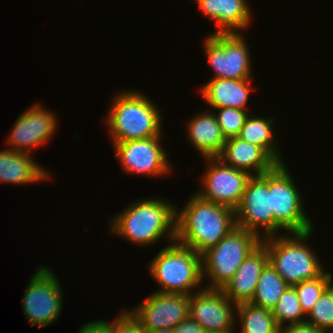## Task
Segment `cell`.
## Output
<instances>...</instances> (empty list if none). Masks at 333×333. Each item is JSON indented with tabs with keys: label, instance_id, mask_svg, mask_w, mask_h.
<instances>
[{
	"label": "cell",
	"instance_id": "f1b7e54d",
	"mask_svg": "<svg viewBox=\"0 0 333 333\" xmlns=\"http://www.w3.org/2000/svg\"><path fill=\"white\" fill-rule=\"evenodd\" d=\"M112 322V333H145L141 324L126 310H122Z\"/></svg>",
	"mask_w": 333,
	"mask_h": 333
},
{
	"label": "cell",
	"instance_id": "6da1fadb",
	"mask_svg": "<svg viewBox=\"0 0 333 333\" xmlns=\"http://www.w3.org/2000/svg\"><path fill=\"white\" fill-rule=\"evenodd\" d=\"M236 227L235 211L204 200L197 193L176 208L175 241L202 254Z\"/></svg>",
	"mask_w": 333,
	"mask_h": 333
},
{
	"label": "cell",
	"instance_id": "e0dca14e",
	"mask_svg": "<svg viewBox=\"0 0 333 333\" xmlns=\"http://www.w3.org/2000/svg\"><path fill=\"white\" fill-rule=\"evenodd\" d=\"M268 263L267 250L260 244L247 256L235 275L221 289L222 292L236 305L249 303L254 297L258 279Z\"/></svg>",
	"mask_w": 333,
	"mask_h": 333
},
{
	"label": "cell",
	"instance_id": "d6a6232c",
	"mask_svg": "<svg viewBox=\"0 0 333 333\" xmlns=\"http://www.w3.org/2000/svg\"><path fill=\"white\" fill-rule=\"evenodd\" d=\"M145 333H173V329H158L154 331H145Z\"/></svg>",
	"mask_w": 333,
	"mask_h": 333
},
{
	"label": "cell",
	"instance_id": "5b68a950",
	"mask_svg": "<svg viewBox=\"0 0 333 333\" xmlns=\"http://www.w3.org/2000/svg\"><path fill=\"white\" fill-rule=\"evenodd\" d=\"M149 264L150 275L161 286L156 292L191 295L194 288L201 290L202 256L193 249L175 241L161 249Z\"/></svg>",
	"mask_w": 333,
	"mask_h": 333
},
{
	"label": "cell",
	"instance_id": "ba28073f",
	"mask_svg": "<svg viewBox=\"0 0 333 333\" xmlns=\"http://www.w3.org/2000/svg\"><path fill=\"white\" fill-rule=\"evenodd\" d=\"M49 267L37 268L26 287L22 308L28 324L47 327L55 323L62 313L60 280Z\"/></svg>",
	"mask_w": 333,
	"mask_h": 333
},
{
	"label": "cell",
	"instance_id": "8fae6325",
	"mask_svg": "<svg viewBox=\"0 0 333 333\" xmlns=\"http://www.w3.org/2000/svg\"><path fill=\"white\" fill-rule=\"evenodd\" d=\"M207 163L201 180L203 188L197 194L204 200L236 210L239 206L248 180L249 173L225 165L219 158H204Z\"/></svg>",
	"mask_w": 333,
	"mask_h": 333
},
{
	"label": "cell",
	"instance_id": "30bf717a",
	"mask_svg": "<svg viewBox=\"0 0 333 333\" xmlns=\"http://www.w3.org/2000/svg\"><path fill=\"white\" fill-rule=\"evenodd\" d=\"M235 221L237 227L253 232L261 239L274 236L269 172L252 176L248 180L241 202L235 210ZM260 227L264 228L263 234L260 233Z\"/></svg>",
	"mask_w": 333,
	"mask_h": 333
},
{
	"label": "cell",
	"instance_id": "277c9868",
	"mask_svg": "<svg viewBox=\"0 0 333 333\" xmlns=\"http://www.w3.org/2000/svg\"><path fill=\"white\" fill-rule=\"evenodd\" d=\"M312 232L313 230L292 233L291 236L288 233L261 239V244L267 250L269 263L288 286L294 287L302 281L315 279L325 271L307 243Z\"/></svg>",
	"mask_w": 333,
	"mask_h": 333
},
{
	"label": "cell",
	"instance_id": "44dd1931",
	"mask_svg": "<svg viewBox=\"0 0 333 333\" xmlns=\"http://www.w3.org/2000/svg\"><path fill=\"white\" fill-rule=\"evenodd\" d=\"M187 123L190 143L203 158L218 157L224 148L226 138L217 123L213 111H205L194 115Z\"/></svg>",
	"mask_w": 333,
	"mask_h": 333
},
{
	"label": "cell",
	"instance_id": "7402d4cb",
	"mask_svg": "<svg viewBox=\"0 0 333 333\" xmlns=\"http://www.w3.org/2000/svg\"><path fill=\"white\" fill-rule=\"evenodd\" d=\"M273 125H275L274 117L260 118L251 114V117L247 116L237 137L262 147L278 164H283L284 161L279 155V146H277L275 135L272 133L274 131Z\"/></svg>",
	"mask_w": 333,
	"mask_h": 333
},
{
	"label": "cell",
	"instance_id": "8992f818",
	"mask_svg": "<svg viewBox=\"0 0 333 333\" xmlns=\"http://www.w3.org/2000/svg\"><path fill=\"white\" fill-rule=\"evenodd\" d=\"M261 244L255 233L235 227L202 256V279L210 281L208 289H222L235 275L247 256ZM205 275V276H204Z\"/></svg>",
	"mask_w": 333,
	"mask_h": 333
},
{
	"label": "cell",
	"instance_id": "9a60e30c",
	"mask_svg": "<svg viewBox=\"0 0 333 333\" xmlns=\"http://www.w3.org/2000/svg\"><path fill=\"white\" fill-rule=\"evenodd\" d=\"M13 125L7 139L9 149L30 154L31 148L44 145L52 138L58 124L55 113L35 104L21 113Z\"/></svg>",
	"mask_w": 333,
	"mask_h": 333
},
{
	"label": "cell",
	"instance_id": "cb8c5ba5",
	"mask_svg": "<svg viewBox=\"0 0 333 333\" xmlns=\"http://www.w3.org/2000/svg\"><path fill=\"white\" fill-rule=\"evenodd\" d=\"M241 323L240 333H277L279 326L276 323L272 310L258 307L249 303L238 304L235 310Z\"/></svg>",
	"mask_w": 333,
	"mask_h": 333
},
{
	"label": "cell",
	"instance_id": "d4e9b609",
	"mask_svg": "<svg viewBox=\"0 0 333 333\" xmlns=\"http://www.w3.org/2000/svg\"><path fill=\"white\" fill-rule=\"evenodd\" d=\"M272 312L279 327L284 326V322L287 324L303 323L307 316L302 310L295 287L291 286L286 288Z\"/></svg>",
	"mask_w": 333,
	"mask_h": 333
},
{
	"label": "cell",
	"instance_id": "7c38bea8",
	"mask_svg": "<svg viewBox=\"0 0 333 333\" xmlns=\"http://www.w3.org/2000/svg\"><path fill=\"white\" fill-rule=\"evenodd\" d=\"M162 137L113 143L116 157L124 172L149 177L167 176L172 170L161 144Z\"/></svg>",
	"mask_w": 333,
	"mask_h": 333
},
{
	"label": "cell",
	"instance_id": "1f68e13d",
	"mask_svg": "<svg viewBox=\"0 0 333 333\" xmlns=\"http://www.w3.org/2000/svg\"><path fill=\"white\" fill-rule=\"evenodd\" d=\"M173 333H205V330L190 317L181 321L174 329Z\"/></svg>",
	"mask_w": 333,
	"mask_h": 333
},
{
	"label": "cell",
	"instance_id": "ffe728a7",
	"mask_svg": "<svg viewBox=\"0 0 333 333\" xmlns=\"http://www.w3.org/2000/svg\"><path fill=\"white\" fill-rule=\"evenodd\" d=\"M251 79H211L200 88L202 97L209 108H236L247 110V103L252 86Z\"/></svg>",
	"mask_w": 333,
	"mask_h": 333
},
{
	"label": "cell",
	"instance_id": "52a82bcc",
	"mask_svg": "<svg viewBox=\"0 0 333 333\" xmlns=\"http://www.w3.org/2000/svg\"><path fill=\"white\" fill-rule=\"evenodd\" d=\"M285 163L278 164L269 172L271 210L274 213V236L278 230L284 233H305L313 230V221L303 209V196ZM286 231V232H285Z\"/></svg>",
	"mask_w": 333,
	"mask_h": 333
},
{
	"label": "cell",
	"instance_id": "d6986e66",
	"mask_svg": "<svg viewBox=\"0 0 333 333\" xmlns=\"http://www.w3.org/2000/svg\"><path fill=\"white\" fill-rule=\"evenodd\" d=\"M27 152L0 150V181L14 185L46 181L50 174Z\"/></svg>",
	"mask_w": 333,
	"mask_h": 333
},
{
	"label": "cell",
	"instance_id": "f546056e",
	"mask_svg": "<svg viewBox=\"0 0 333 333\" xmlns=\"http://www.w3.org/2000/svg\"><path fill=\"white\" fill-rule=\"evenodd\" d=\"M280 333H328L327 331L318 328L308 322L286 324L279 328Z\"/></svg>",
	"mask_w": 333,
	"mask_h": 333
},
{
	"label": "cell",
	"instance_id": "836d02e7",
	"mask_svg": "<svg viewBox=\"0 0 333 333\" xmlns=\"http://www.w3.org/2000/svg\"><path fill=\"white\" fill-rule=\"evenodd\" d=\"M233 330L225 331V332H205V333H233Z\"/></svg>",
	"mask_w": 333,
	"mask_h": 333
},
{
	"label": "cell",
	"instance_id": "83f0119b",
	"mask_svg": "<svg viewBox=\"0 0 333 333\" xmlns=\"http://www.w3.org/2000/svg\"><path fill=\"white\" fill-rule=\"evenodd\" d=\"M215 110H219L217 114L215 113V117L223 136L226 139L237 137L248 116L247 110L230 107Z\"/></svg>",
	"mask_w": 333,
	"mask_h": 333
},
{
	"label": "cell",
	"instance_id": "4316f807",
	"mask_svg": "<svg viewBox=\"0 0 333 333\" xmlns=\"http://www.w3.org/2000/svg\"><path fill=\"white\" fill-rule=\"evenodd\" d=\"M305 322H308L328 333H333V284L331 283L321 294L310 312H308ZM308 317V318H307Z\"/></svg>",
	"mask_w": 333,
	"mask_h": 333
},
{
	"label": "cell",
	"instance_id": "5bb4252c",
	"mask_svg": "<svg viewBox=\"0 0 333 333\" xmlns=\"http://www.w3.org/2000/svg\"><path fill=\"white\" fill-rule=\"evenodd\" d=\"M236 307L237 305L230 301L221 289L203 287L190 295L189 317L205 332L235 330L233 326L236 322Z\"/></svg>",
	"mask_w": 333,
	"mask_h": 333
},
{
	"label": "cell",
	"instance_id": "7a4b0ae2",
	"mask_svg": "<svg viewBox=\"0 0 333 333\" xmlns=\"http://www.w3.org/2000/svg\"><path fill=\"white\" fill-rule=\"evenodd\" d=\"M122 211L111 220L109 229L113 235L136 246L152 245L162 237L175 242L176 206L172 202L154 197L139 199Z\"/></svg>",
	"mask_w": 333,
	"mask_h": 333
},
{
	"label": "cell",
	"instance_id": "4fadbf2b",
	"mask_svg": "<svg viewBox=\"0 0 333 333\" xmlns=\"http://www.w3.org/2000/svg\"><path fill=\"white\" fill-rule=\"evenodd\" d=\"M129 312L144 331L174 329L189 318L190 295L153 292Z\"/></svg>",
	"mask_w": 333,
	"mask_h": 333
},
{
	"label": "cell",
	"instance_id": "484cf974",
	"mask_svg": "<svg viewBox=\"0 0 333 333\" xmlns=\"http://www.w3.org/2000/svg\"><path fill=\"white\" fill-rule=\"evenodd\" d=\"M332 274L324 271L319 277L294 286L303 312L307 315L324 290L333 282Z\"/></svg>",
	"mask_w": 333,
	"mask_h": 333
},
{
	"label": "cell",
	"instance_id": "3957f363",
	"mask_svg": "<svg viewBox=\"0 0 333 333\" xmlns=\"http://www.w3.org/2000/svg\"><path fill=\"white\" fill-rule=\"evenodd\" d=\"M106 117L113 143L163 136L160 110L140 91H119Z\"/></svg>",
	"mask_w": 333,
	"mask_h": 333
},
{
	"label": "cell",
	"instance_id": "2e32d148",
	"mask_svg": "<svg viewBox=\"0 0 333 333\" xmlns=\"http://www.w3.org/2000/svg\"><path fill=\"white\" fill-rule=\"evenodd\" d=\"M217 158L225 165L245 171L252 176L270 172L278 165L262 147L239 137L226 139L224 148Z\"/></svg>",
	"mask_w": 333,
	"mask_h": 333
},
{
	"label": "cell",
	"instance_id": "4dcf8cb0",
	"mask_svg": "<svg viewBox=\"0 0 333 333\" xmlns=\"http://www.w3.org/2000/svg\"><path fill=\"white\" fill-rule=\"evenodd\" d=\"M78 333H112V321L96 320L80 327Z\"/></svg>",
	"mask_w": 333,
	"mask_h": 333
},
{
	"label": "cell",
	"instance_id": "9c48e42d",
	"mask_svg": "<svg viewBox=\"0 0 333 333\" xmlns=\"http://www.w3.org/2000/svg\"><path fill=\"white\" fill-rule=\"evenodd\" d=\"M212 79H251V56L242 33H215L204 40Z\"/></svg>",
	"mask_w": 333,
	"mask_h": 333
},
{
	"label": "cell",
	"instance_id": "ac0fdd59",
	"mask_svg": "<svg viewBox=\"0 0 333 333\" xmlns=\"http://www.w3.org/2000/svg\"><path fill=\"white\" fill-rule=\"evenodd\" d=\"M194 1L202 14L216 23L215 33H241L252 21V11L246 0Z\"/></svg>",
	"mask_w": 333,
	"mask_h": 333
},
{
	"label": "cell",
	"instance_id": "603a6c76",
	"mask_svg": "<svg viewBox=\"0 0 333 333\" xmlns=\"http://www.w3.org/2000/svg\"><path fill=\"white\" fill-rule=\"evenodd\" d=\"M288 287L284 279L268 263L258 279L251 304L272 310Z\"/></svg>",
	"mask_w": 333,
	"mask_h": 333
}]
</instances>
